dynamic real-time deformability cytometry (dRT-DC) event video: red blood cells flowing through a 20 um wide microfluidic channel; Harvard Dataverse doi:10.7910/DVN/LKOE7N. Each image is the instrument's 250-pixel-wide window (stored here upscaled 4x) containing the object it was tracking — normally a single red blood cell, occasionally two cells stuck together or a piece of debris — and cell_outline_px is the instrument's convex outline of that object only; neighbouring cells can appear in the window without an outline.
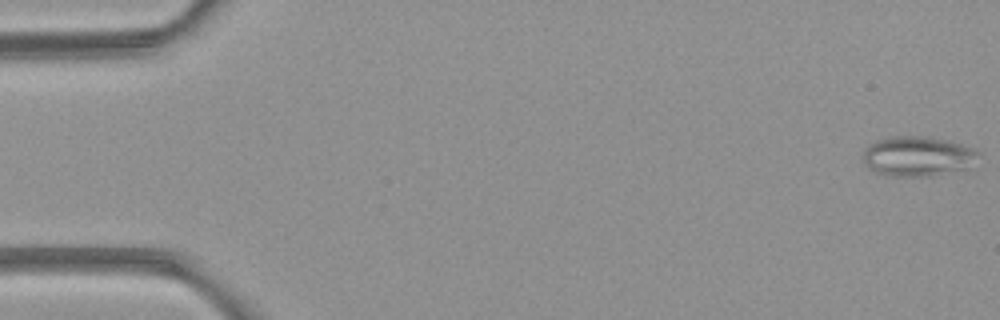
{"species": "common noctule bat (a hibernating species)", "species_latin": "Nyctalus noctula", "temperature_condition": "room temperature", "stored_images_in_passage": 5, "camera_frame_rate_fps": 3000, "um_per_image_px": 0.085, "animal": {"sex": "female", "body_mass_g": 21.9}, "frame": {"image": 1, "passage_image": 1, "time_ms": 0.0, "image_size_px": [1000, 320], "cell_outline_px": [[980, 152], [968, 168], [932, 176], [892, 176], [876, 172], [868, 168], [864, 164], [864, 152], [876, 140], [892, 136], [924, 136], [944, 140], [960, 144], [972, 148]], "centroid_in_image_um": [77.99, 13.29], "position_along_channel_um": 7.0, "area_um2": 26.47}}